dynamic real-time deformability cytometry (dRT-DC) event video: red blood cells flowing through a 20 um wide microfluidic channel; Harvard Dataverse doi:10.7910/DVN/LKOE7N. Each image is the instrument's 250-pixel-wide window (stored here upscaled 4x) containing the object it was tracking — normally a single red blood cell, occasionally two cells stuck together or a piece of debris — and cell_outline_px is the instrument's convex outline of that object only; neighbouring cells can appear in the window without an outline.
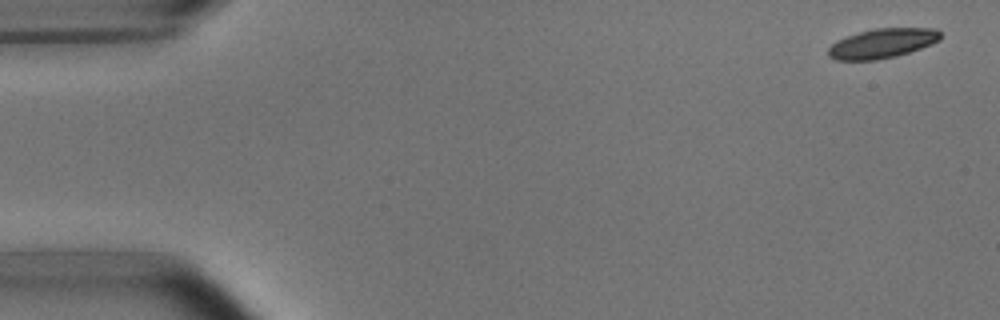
{"species": "common noctule bat (a hibernating species)", "species_latin": "Nyctalus noctula", "temperature_condition": "room temperature", "stored_images_in_passage": 6, "segment_of_instrument_passage": [1, 2], "camera_frame_rate_fps": 3000, "um_per_image_px": 0.085, "animal": {"sex": "male", "body_mass_g": 15.6}, "frame": {"image": 1, "passage_image": 1, "time_ms": 0.0, "image_size_px": [1000, 320], "cell_outline_px": [[940, 40], [932, 44], [896, 56], [876, 60], [836, 60], [828, 56], [828, 48], [836, 40], [872, 28], [936, 28], [940, 32]], "centroid_in_image_um": [74.98, 3.68], "position_along_channel_um": 10.0, "area_um2": 19.31}}